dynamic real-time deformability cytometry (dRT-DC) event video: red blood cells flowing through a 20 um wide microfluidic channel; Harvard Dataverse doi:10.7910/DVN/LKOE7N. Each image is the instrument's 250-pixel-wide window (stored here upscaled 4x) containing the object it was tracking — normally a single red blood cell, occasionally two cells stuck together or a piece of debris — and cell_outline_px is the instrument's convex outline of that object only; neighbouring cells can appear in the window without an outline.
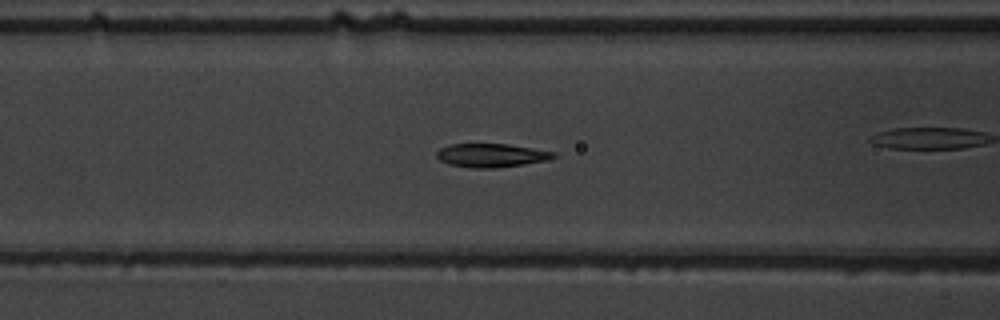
{"species": "common noctule bat (a hibernating species)", "species_latin": "Nyctalus noctula", "temperature_condition": "warm", "stored_images_in_passage": 58, "camera_frame_rate_fps": 3000, "um_per_image_px": 0.085, "animal": {"sex": "male", "body_mass_g": 19.5, "forearm_length_mm": 54.6}, "frame": {"image": 1, "passage_image": 25, "time_ms": 8.0, "image_size_px": [1000, 320], "cell_outline_px": [[556, 156], [548, 160], [524, 164], [496, 168], [472, 168], [448, 164], [440, 160], [436, 156], [436, 152], [440, 148], [448, 144], [508, 144], [556, 152]], "centroid_in_image_um": [41.74, 13.2], "position_along_channel_um": 124.9, "area_um2": 16.13}, "authors_computed_cell_mechanics": {"area_um2": 16.5019, "velocity_mm_per_s": 3.6628, "shape_relaxation_time_tau1_ms": 3.6111, "shape_relaxation_time_tau2_ms": 2.1621, "deformation_change_tau1": 0.1435, "deformation_change_tau2": 0.0846}}